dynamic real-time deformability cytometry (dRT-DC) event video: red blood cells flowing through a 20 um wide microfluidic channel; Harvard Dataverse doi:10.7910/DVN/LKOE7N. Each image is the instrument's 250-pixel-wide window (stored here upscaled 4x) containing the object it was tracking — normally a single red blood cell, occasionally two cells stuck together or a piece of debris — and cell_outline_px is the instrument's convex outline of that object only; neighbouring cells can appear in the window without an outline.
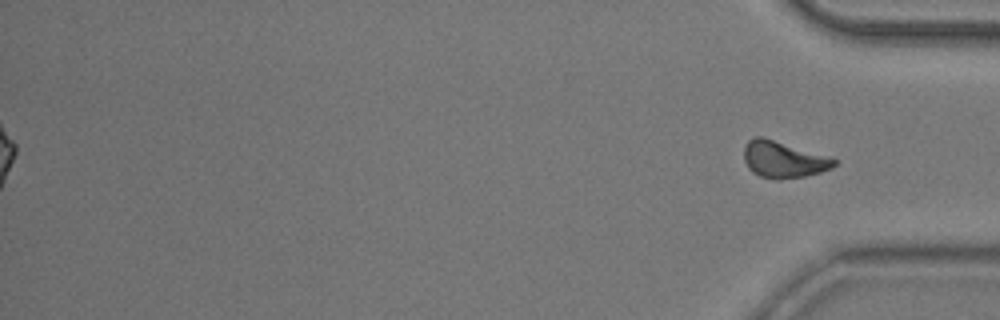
{"species": "common noctule bat (a hibernating species)", "species_latin": "Nyctalus noctula", "temperature_condition": "room temperature", "stored_images_in_passage": 38, "segment_of_instrument_passage": [2, 2], "camera_frame_rate_fps": 3000, "um_per_image_px": 0.085, "animal": {"sex": "male", "body_mass_g": 20.5, "forearm_length_mm": 52.5}, "frame": {"image": 1, "passage_image": 38, "time_ms": 12.333, "image_size_px": [1000, 320], "cell_outline_px": [[836, 164], [832, 168], [820, 172], [804, 176], [780, 180], [776, 180], [760, 176], [752, 172], [748, 168], [744, 160], [744, 148], [748, 140], [756, 136], [760, 136], [836, 160]], "centroid_in_image_um": [66.52, 13.59], "position_along_channel_um": 368.7, "area_um2": 18.67}}